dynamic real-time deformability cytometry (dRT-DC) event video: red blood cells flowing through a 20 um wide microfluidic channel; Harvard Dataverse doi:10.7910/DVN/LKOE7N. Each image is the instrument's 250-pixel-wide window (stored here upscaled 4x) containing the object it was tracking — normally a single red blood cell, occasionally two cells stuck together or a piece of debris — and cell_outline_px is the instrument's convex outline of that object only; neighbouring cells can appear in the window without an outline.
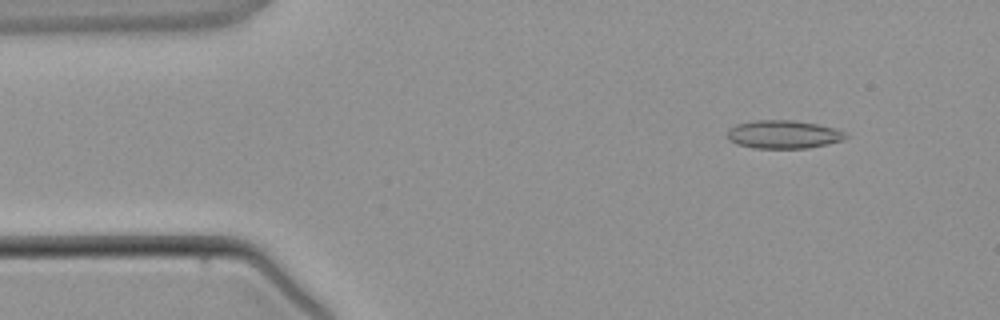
{"species": "common noctule bat (a hibernating species)", "species_latin": "Nyctalus noctula", "temperature_condition": "warm", "stored_images_in_passage": 2, "camera_frame_rate_fps": 3000, "um_per_image_px": 0.085, "animal": {"sex": "male", "body_mass_g": 21.5, "forearm_length_mm": 52.0}, "frame": {"image": 1, "passage_image": 1, "time_ms": 0.0, "image_size_px": [1000, 320], "cell_outline_px": [[848, 136], [844, 140], [828, 144], [808, 148], [756, 148], [736, 144], [728, 140], [728, 128], [736, 124], [756, 120], [792, 120], [816, 124], [836, 128], [844, 132]], "centroid_in_image_um": [66.59, 11.42], "position_along_channel_um": 18.4, "area_um2": 19.54}}